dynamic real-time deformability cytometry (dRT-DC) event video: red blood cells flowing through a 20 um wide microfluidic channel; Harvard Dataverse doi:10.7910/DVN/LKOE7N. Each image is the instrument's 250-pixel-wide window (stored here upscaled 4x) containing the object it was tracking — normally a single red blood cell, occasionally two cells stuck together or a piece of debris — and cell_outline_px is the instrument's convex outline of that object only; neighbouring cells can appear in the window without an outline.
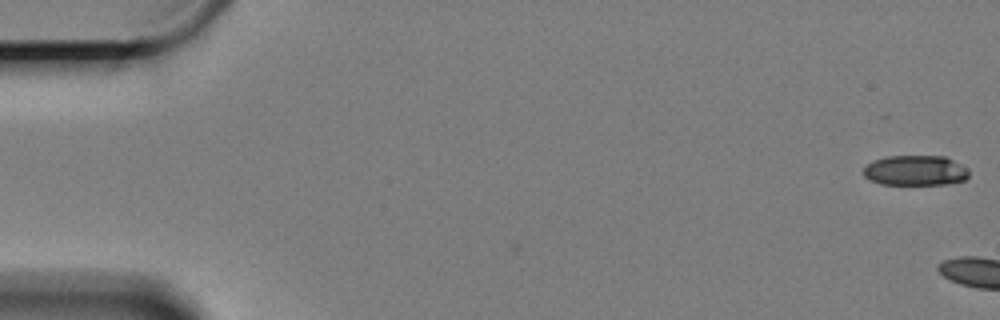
{"species": "Egyptian fruit bat (a non-hibernating species)", "species_latin": "Rousettus aegyptiacus", "temperature_condition": "cold", "stored_images_in_passage": 4, "camera_frame_rate_fps": 3000, "um_per_image_px": 0.085, "animal": {"sex": "female"}, "frame": {"image": 1, "passage_image": 1, "time_ms": 0.0, "image_size_px": [1000, 320], "cell_outline_px": [[968, 176], [964, 180], [944, 184], [880, 184], [864, 176], [864, 168], [872, 160], [884, 156], [944, 156], [968, 168]], "centroid_in_image_um": [77.79, 14.48], "position_along_channel_um": 7.2, "area_um2": 18.44}}